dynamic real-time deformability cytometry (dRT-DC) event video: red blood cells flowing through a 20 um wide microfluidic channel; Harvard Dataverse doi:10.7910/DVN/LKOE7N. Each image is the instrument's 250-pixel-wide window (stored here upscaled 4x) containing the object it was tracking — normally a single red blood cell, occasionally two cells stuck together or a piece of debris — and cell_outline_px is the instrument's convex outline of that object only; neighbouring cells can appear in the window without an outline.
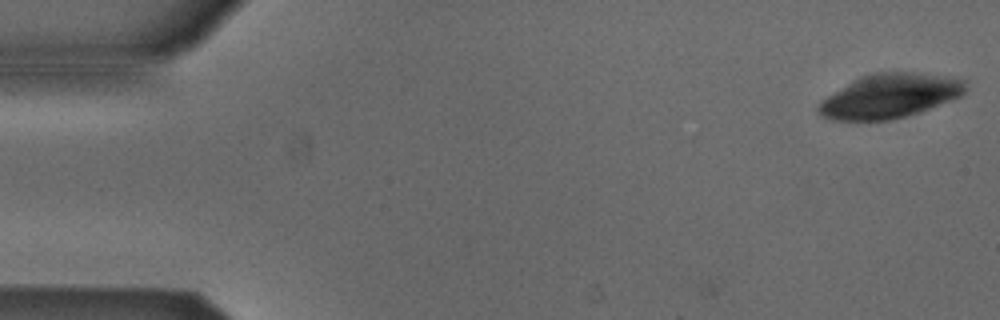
{"species": "Egyptian fruit bat (a non-hibernating species)", "species_latin": "Rousettus aegyptiacus", "temperature_condition": "cold", "stored_images_in_passage": 42, "camera_frame_rate_fps": 3000, "um_per_image_px": 0.085, "animal": {"sex": "male"}, "frame": {"image": 1, "passage_image": 1, "time_ms": 0.0, "image_size_px": [1000, 320], "cell_outline_px": [[964, 92], [960, 96], [920, 112], [888, 120], [832, 120], [824, 116], [816, 108], [820, 100], [860, 76], [880, 72], [908, 72], [964, 80]], "centroid_in_image_um": [75.56, 8.17], "position_along_channel_um": 9.4, "area_um2": 36.99}}